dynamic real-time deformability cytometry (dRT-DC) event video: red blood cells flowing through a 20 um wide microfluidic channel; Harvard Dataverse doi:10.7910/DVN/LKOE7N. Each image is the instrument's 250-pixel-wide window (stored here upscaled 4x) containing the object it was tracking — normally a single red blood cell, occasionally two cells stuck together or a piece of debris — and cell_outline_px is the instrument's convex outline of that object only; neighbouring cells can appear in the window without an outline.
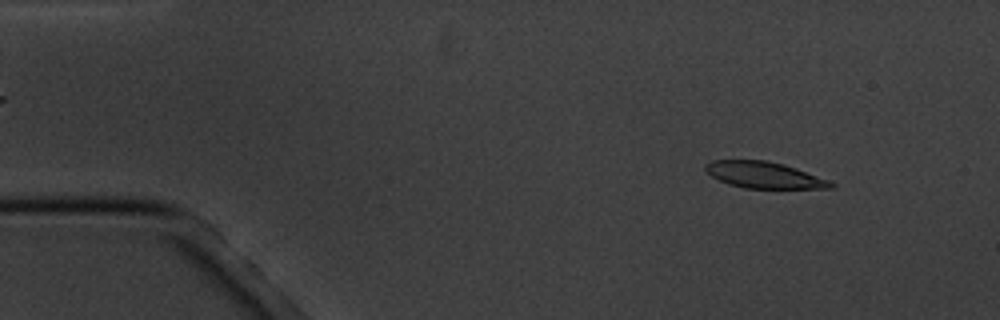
{"species": "common noctule bat (a hibernating species)", "species_latin": "Nyctalus noctula", "temperature_condition": "cold", "stored_images_in_passage": 4, "camera_frame_rate_fps": 3000, "um_per_image_px": 0.085, "animal": {"sex": "male", "body_mass_g": 20.1, "forearm_length_mm": 53.5}, "frame": {"image": 1, "passage_image": 1, "time_ms": 0.0, "image_size_px": [1000, 320], "cell_outline_px": [[836, 188], [744, 188], [728, 184], [712, 176], [704, 168], [704, 164], [712, 160], [764, 160], [784, 164], [796, 168], [828, 180], [836, 184]], "centroid_in_image_um": [64.94, 14.87], "position_along_channel_um": 20.1, "area_um2": 19.19}}
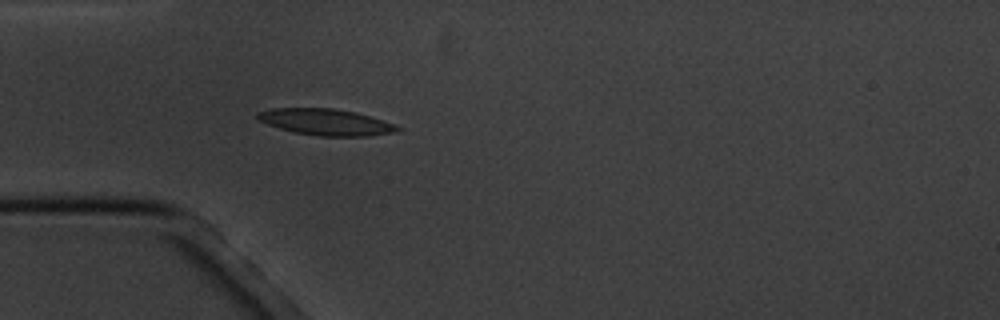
{"frame": {"image": 2, "passage_image": 4, "time_ms": 3.333, "image_size_px": [1000, 320], "cell_outline_px": [[404, 128], [400, 132], [368, 136], [316, 136], [296, 132], [280, 128], [268, 124], [260, 120], [256, 116], [256, 112], [272, 108], [332, 108], [356, 112]], "centroid_in_image_um": [27.72, 10.38], "position_along_channel_um": 57.3, "area_um2": 21.39}}